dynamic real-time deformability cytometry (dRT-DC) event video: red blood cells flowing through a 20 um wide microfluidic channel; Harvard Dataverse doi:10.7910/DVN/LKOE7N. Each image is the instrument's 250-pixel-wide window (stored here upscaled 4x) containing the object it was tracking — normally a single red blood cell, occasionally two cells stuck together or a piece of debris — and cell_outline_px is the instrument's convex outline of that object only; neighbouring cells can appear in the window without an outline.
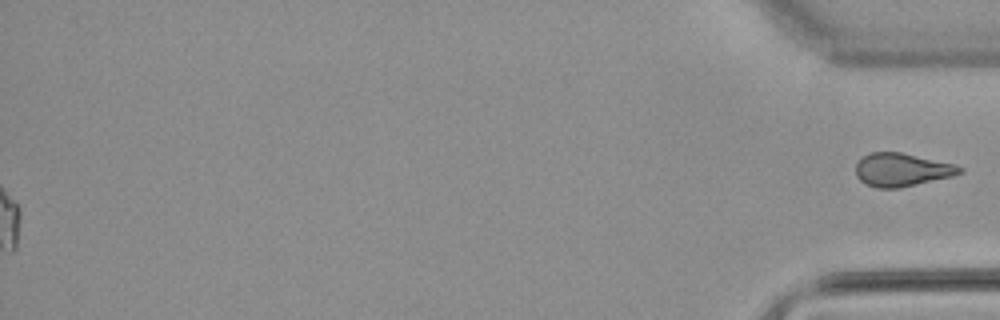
{"species": "common noctule bat (a hibernating species)", "species_latin": "Nyctalus noctula", "temperature_condition": "warm", "stored_images_in_passage": 52, "segment_of_instrument_passage": [2, 2], "camera_frame_rate_fps": 3000, "um_per_image_px": 0.085, "animal": {"sex": "male", "body_mass_g": 21.5, "forearm_length_mm": 52.0}, "frame": {"image": 1, "passage_image": 52, "time_ms": 17.0, "image_size_px": [1000, 320], "cell_outline_px": [[964, 172], [952, 176], [900, 188], [876, 188], [864, 184], [856, 176], [856, 164], [864, 156], [872, 152], [900, 152], [956, 164], [964, 168]], "centroid_in_image_um": [76.67, 14.44], "position_along_channel_um": 358.5, "area_um2": 20.17}}